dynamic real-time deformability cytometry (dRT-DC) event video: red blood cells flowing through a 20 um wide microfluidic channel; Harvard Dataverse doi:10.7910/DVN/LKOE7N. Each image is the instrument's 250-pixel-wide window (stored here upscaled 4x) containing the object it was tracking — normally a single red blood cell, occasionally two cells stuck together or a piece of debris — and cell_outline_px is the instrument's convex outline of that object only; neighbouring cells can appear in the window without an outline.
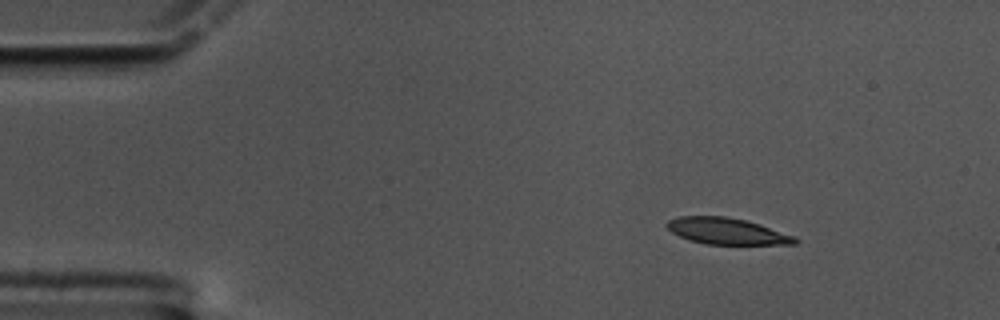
{"species": "common noctule bat (a hibernating species)", "species_latin": "Nyctalus noctula", "temperature_condition": "cold", "stored_images_in_passage": 52, "camera_frame_rate_fps": 3000, "um_per_image_px": 0.085, "animal": {"sex": "male", "body_mass_g": 17.5, "forearm_length_mm": 52.3}, "frame": {"image": 1, "passage_image": 1, "time_ms": 0.0, "image_size_px": [1000, 320], "cell_outline_px": [[800, 240], [796, 244], [704, 244], [688, 240], [672, 232], [664, 224], [668, 220], [680, 216], [728, 216], [744, 220], [796, 236]], "centroid_in_image_um": [61.77, 19.65], "position_along_channel_um": 23.2, "area_um2": 19.65}}
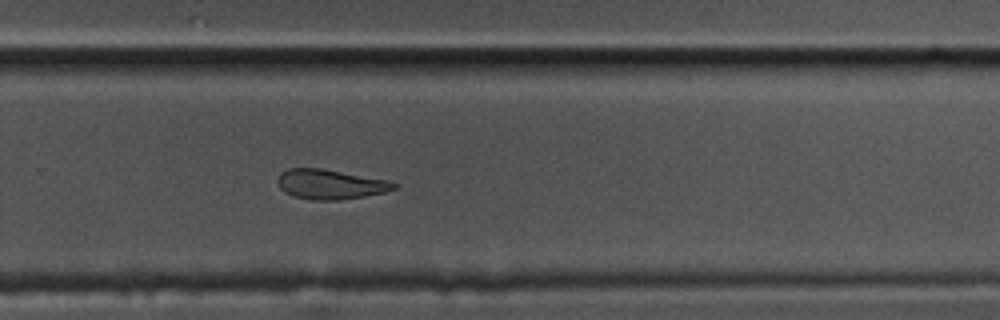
{"frame": {"image": 2, "passage_image": 32, "time_ms": 10.333, "image_size_px": [1000, 320], "cell_outline_px": [[396, 188], [384, 192], [364, 196], [340, 200], [312, 200], [296, 196], [284, 192], [280, 188], [276, 180], [280, 172], [288, 168], [320, 168], [388, 180], [396, 184]], "centroid_in_image_um": [28.03, 15.66], "position_along_channel_um": 301.8, "area_um2": 20.06}}
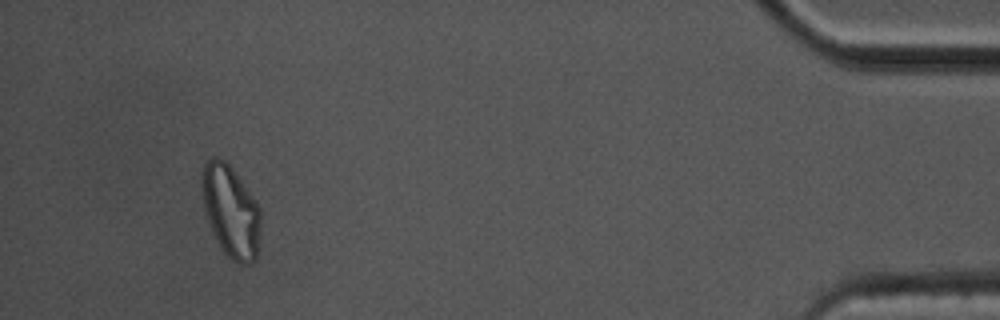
{"frame": {"image": 3, "passage_image": 48, "time_ms": 15.667, "image_size_px": [1000, 320], "cell_outline_px": [[260, 232], [256, 260], [248, 264], [240, 264], [232, 260], [224, 252], [208, 220], [204, 208], [200, 184], [200, 176], [204, 164], [212, 156], [216, 156], [224, 160], [232, 168], [256, 200], [260, 208]], "centroid_in_image_um": [19.61, 17.92], "position_along_channel_um": 415.6, "area_um2": 31.5}, "authors_computed_cell_mechanics": {"area_um2": 21.0681, "velocity_mm_per_s": 3.4079, "shape_relaxation_time_tau1_ms": 6.2003, "shape_relaxation_time_tau2_ms": 11.2382, "deformation_change_tau1": 0.1552, "deformation_change_tau2": 0.2043}}